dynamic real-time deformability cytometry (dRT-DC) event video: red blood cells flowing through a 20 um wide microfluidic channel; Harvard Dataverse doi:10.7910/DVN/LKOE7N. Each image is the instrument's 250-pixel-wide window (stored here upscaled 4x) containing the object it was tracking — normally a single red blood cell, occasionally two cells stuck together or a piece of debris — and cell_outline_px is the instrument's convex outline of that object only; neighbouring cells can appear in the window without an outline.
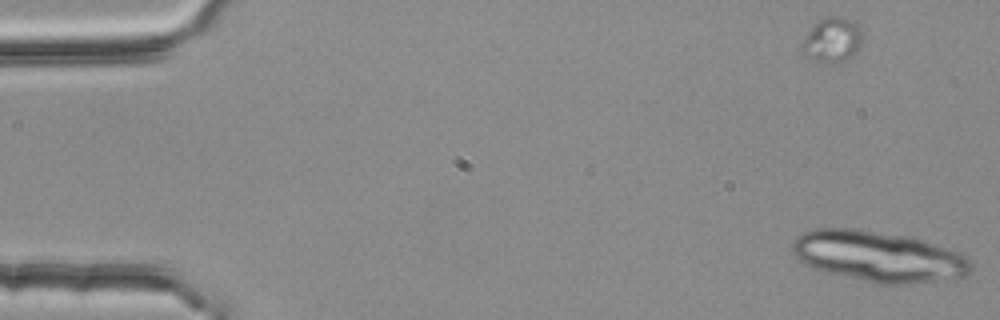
{"species": "common noctule bat (a hibernating species)", "species_latin": "Nyctalus noctula", "temperature_condition": "room temperature", "stored_images_in_passage": 2, "segment_of_instrument_passage": [2, 2], "camera_frame_rate_fps": 3000, "um_per_image_px": 0.085, "animal": {"sex": "female", "body_mass_g": 25.1}, "frame": {"image": 1, "passage_image": 2, "time_ms": 0.333, "image_size_px": [1000, 320], "cell_outline_px": [[972, 268], [960, 280], [904, 284], [876, 284], [816, 268], [804, 264], [792, 252], [792, 244], [796, 236], [804, 232], [816, 228], [852, 228], [912, 236], [960, 252], [972, 260]], "centroid_in_image_um": [74.76, 21.8], "position_along_channel_um": 10.2, "area_um2": 53.29}}